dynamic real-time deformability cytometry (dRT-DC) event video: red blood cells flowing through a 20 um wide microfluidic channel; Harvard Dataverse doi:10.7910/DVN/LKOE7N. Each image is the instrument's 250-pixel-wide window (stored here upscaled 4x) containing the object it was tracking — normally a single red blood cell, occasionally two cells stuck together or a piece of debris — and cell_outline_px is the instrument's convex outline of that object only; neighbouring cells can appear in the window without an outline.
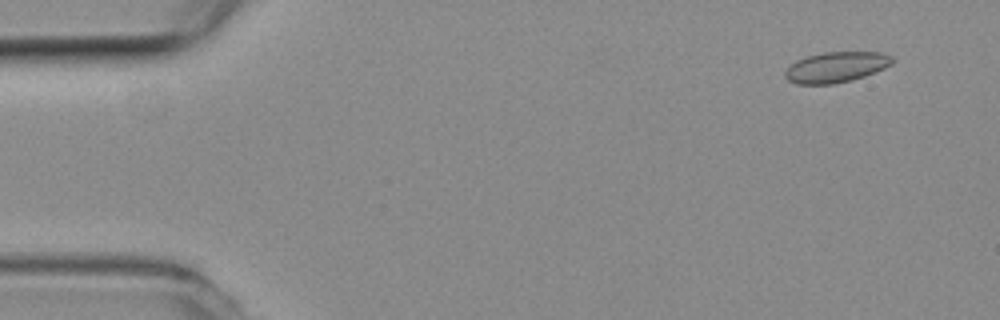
{"species": "common noctule bat (a hibernating species)", "species_latin": "Nyctalus noctula", "temperature_condition": "room temperature", "stored_images_in_passage": 55, "camera_frame_rate_fps": 3000, "um_per_image_px": 0.085, "animal": {"sex": "female", "body_mass_g": 19.3, "forearm_length_mm": 54.1}, "frame": {"image": 1, "passage_image": 4, "time_ms": 1.0, "image_size_px": [1000, 320], "cell_outline_px": [[896, 60], [892, 64], [884, 68], [864, 76], [852, 80], [832, 84], [796, 84], [788, 80], [784, 76], [784, 72], [796, 60], [808, 56], [824, 52], [880, 52], [892, 56]], "centroid_in_image_um": [71.08, 5.7], "position_along_channel_um": 13.9, "area_um2": 19.07}}
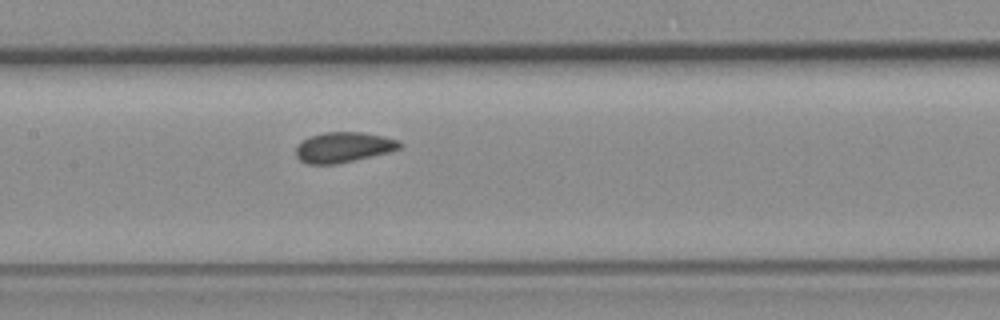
{"frame": {"image": 2, "passage_image": 26, "time_ms": 8.333, "image_size_px": [1000, 320], "cell_outline_px": [[400, 148], [388, 152], [336, 164], [308, 164], [300, 160], [296, 156], [296, 148], [304, 140], [312, 136], [324, 132], [360, 132], [384, 136], [400, 140]], "centroid_in_image_um": [29.2, 12.51], "position_along_channel_um": 178.2, "area_um2": 18.03}}
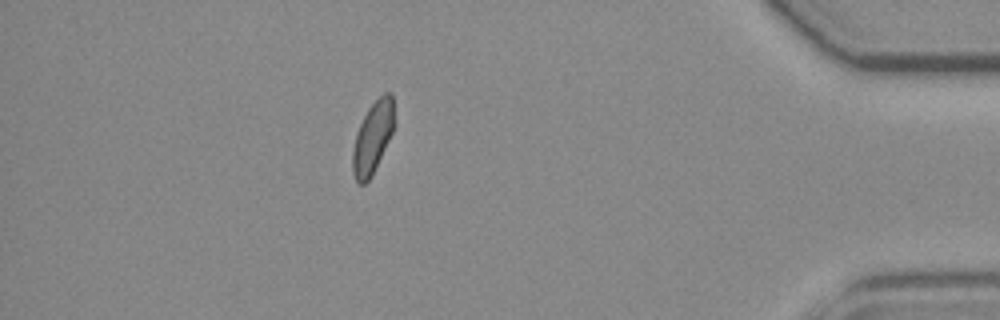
{"frame": {"image": 3, "passage_image": 48, "time_ms": 15.667, "image_size_px": [1000, 320], "cell_outline_px": [[396, 124], [372, 176], [364, 184], [360, 184], [356, 180], [352, 172], [352, 152], [356, 132], [368, 108], [384, 92], [392, 92]], "centroid_in_image_um": [31.7, 11.66], "position_along_channel_um": 403.5, "area_um2": 17.57}}